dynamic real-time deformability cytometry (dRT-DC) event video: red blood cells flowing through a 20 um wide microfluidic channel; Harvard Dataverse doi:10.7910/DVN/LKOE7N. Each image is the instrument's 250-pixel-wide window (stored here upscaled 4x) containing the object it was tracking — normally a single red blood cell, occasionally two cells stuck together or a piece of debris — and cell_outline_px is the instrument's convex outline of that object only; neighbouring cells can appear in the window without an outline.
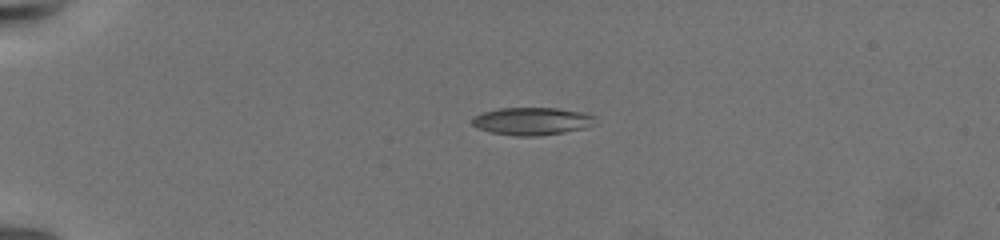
{"species": "common noctule bat (a hibernating species)", "species_latin": "Nyctalus noctula", "temperature_condition": "warm", "stored_images_in_passage": 9, "camera_frame_rate_fps": 3000, "um_per_image_px": 0.085, "animal": {"sex": "female", "body_mass_g": 19.5, "forearm_length_mm": 54.1}, "frame": {"image": 1, "passage_image": 1, "time_ms": 0.0, "image_size_px": [1000, 240], "cell_outline_px": [[596, 124], [588, 128], [540, 136], [516, 136], [492, 132], [480, 128], [472, 124], [472, 116], [484, 112], [500, 108], [556, 108], [580, 112], [596, 116]], "centroid_in_image_um": [45.27, 10.3], "position_along_channel_um": 39.7, "area_um2": 19.88}}
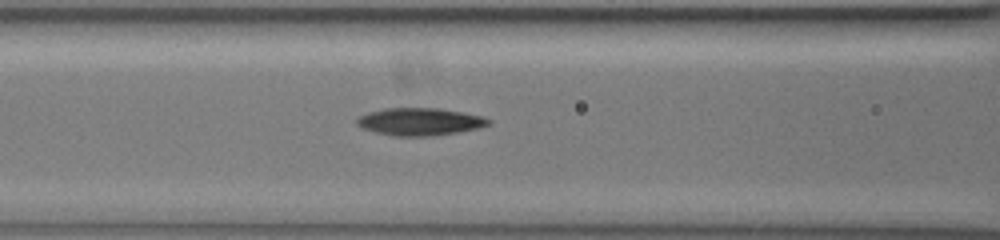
{"frame": {"image": 2, "passage_image": 6, "time_ms": 4.667, "image_size_px": [1000, 240], "cell_outline_px": [[492, 120], [488, 124], [476, 128], [456, 132], [432, 136], [392, 136], [376, 132], [364, 128], [356, 124], [356, 120], [360, 116], [368, 112], [384, 108], [436, 108], [460, 112], [480, 116]], "centroid_in_image_um": [35.63, 10.34], "position_along_channel_um": 131.0, "area_um2": 20.75}}
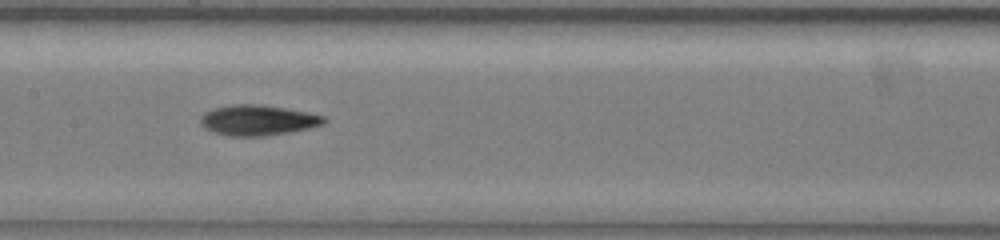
{"frame": {"image": 3, "passage_image": 8, "time_ms": 6.333, "image_size_px": [1000, 240], "cell_outline_px": [[328, 120], [324, 124], [308, 128], [288, 132], [264, 136], [228, 136], [212, 132], [204, 128], [200, 124], [200, 116], [204, 112], [216, 108], [232, 104], [260, 104], [308, 112], [324, 116]], "centroid_in_image_um": [21.89, 10.22], "position_along_channel_um": 185.5, "area_um2": 21.96}}